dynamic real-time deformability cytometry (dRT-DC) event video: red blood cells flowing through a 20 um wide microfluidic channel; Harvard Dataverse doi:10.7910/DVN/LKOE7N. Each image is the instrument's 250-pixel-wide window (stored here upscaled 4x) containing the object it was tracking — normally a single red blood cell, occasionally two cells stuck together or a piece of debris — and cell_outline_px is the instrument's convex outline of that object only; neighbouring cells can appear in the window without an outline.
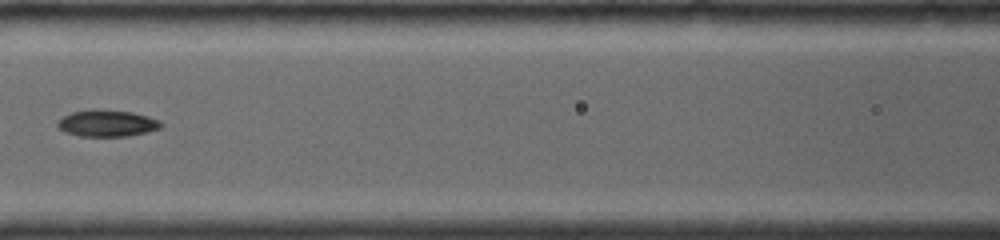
{"species": "common noctule bat (a hibernating species)", "species_latin": "Nyctalus noctula", "temperature_condition": "room temperature", "stored_images_in_passage": 20, "camera_frame_rate_fps": 4000, "um_per_image_px": 0.085, "animal": {"sex": "female", "body_mass_g": 19.0, "forearm_length_mm": 56.7}, "frame": {"image": 1, "passage_image": 6, "time_ms": 2.25, "image_size_px": [1000, 240], "cell_outline_px": [[164, 124], [160, 128], [148, 132], [128, 136], [80, 136], [64, 132], [56, 128], [56, 124], [64, 116], [72, 112], [96, 108], [132, 112], [148, 116], [160, 120]], "centroid_in_image_um": [9.11, 10.47], "position_along_channel_um": 157.5, "area_um2": 16.3}}
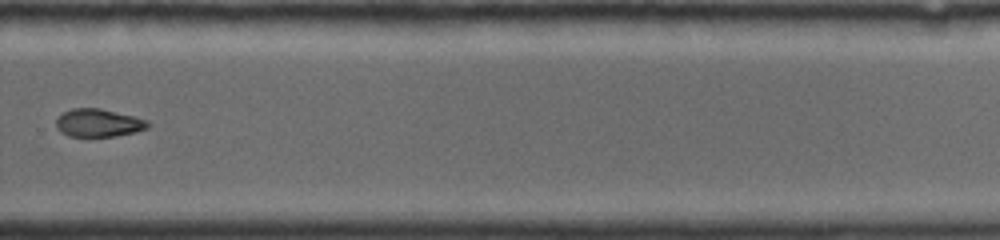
{"frame": {"image": 2, "passage_image": 15, "time_ms": 6.25, "image_size_px": [1000, 240], "cell_outline_px": [[148, 128], [136, 132], [116, 136], [68, 136], [60, 132], [56, 128], [56, 120], [64, 112], [72, 108], [100, 108], [148, 120]], "centroid_in_image_um": [8.35, 10.45], "position_along_channel_um": 321.4, "area_um2": 14.85}}
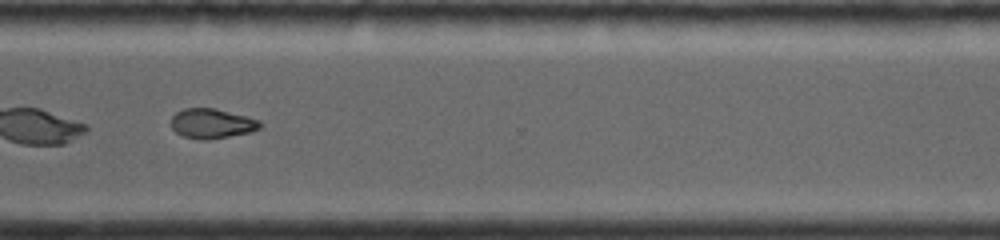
{"frame": {"image": 3, "passage_image": 17, "time_ms": 7.0, "image_size_px": [1000, 240], "cell_outline_px": [[264, 124], [260, 128], [248, 132], [208, 140], [204, 140], [184, 136], [176, 132], [172, 128], [172, 116], [176, 112], [184, 108], [216, 108], [260, 120]], "centroid_in_image_um": [18.02, 10.48], "position_along_channel_um": 352.6, "area_um2": 15.32}, "authors_computed_cell_mechanics": {"area_um2": 15.7505, "velocity_mm_per_s": 4.1037, "shape_relaxation_time_tau1_ms": 6.1244, "shape_relaxation_time_tau2_ms": 4.8067, "deformation_change_tau1": 0.1526, "deformation_change_tau2": 0.1064}}